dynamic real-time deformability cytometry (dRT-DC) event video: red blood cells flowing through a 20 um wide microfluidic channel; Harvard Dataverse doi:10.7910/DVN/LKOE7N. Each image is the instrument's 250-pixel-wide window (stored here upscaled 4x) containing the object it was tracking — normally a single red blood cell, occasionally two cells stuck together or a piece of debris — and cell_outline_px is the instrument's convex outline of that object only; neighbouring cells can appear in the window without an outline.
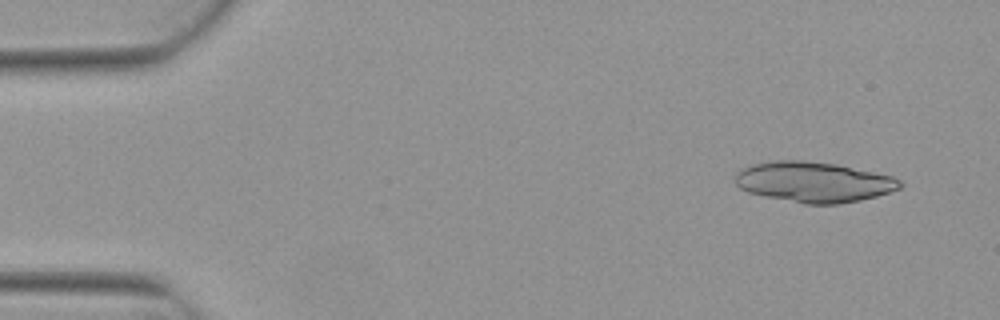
{"species": "Egyptian fruit bat (a non-hibernating species)", "species_latin": "Rousettus aegyptiacus", "temperature_condition": "warm", "stored_images_in_passage": 3, "camera_frame_rate_fps": 3000, "um_per_image_px": 0.085, "animal": {"sex": "female"}, "frame": {"image": 1, "passage_image": 3, "time_ms": 0.667, "image_size_px": [1000, 320], "cell_outline_px": [[904, 184], [900, 188], [876, 196], [860, 200], [840, 204], [804, 204], [764, 196], [748, 192], [740, 188], [736, 184], [732, 176], [740, 168], [752, 164], [772, 160], [804, 160], [836, 164], [892, 176], [900, 180]], "centroid_in_image_um": [69.11, 15.46], "position_along_channel_um": 15.9, "area_um2": 39.07}}